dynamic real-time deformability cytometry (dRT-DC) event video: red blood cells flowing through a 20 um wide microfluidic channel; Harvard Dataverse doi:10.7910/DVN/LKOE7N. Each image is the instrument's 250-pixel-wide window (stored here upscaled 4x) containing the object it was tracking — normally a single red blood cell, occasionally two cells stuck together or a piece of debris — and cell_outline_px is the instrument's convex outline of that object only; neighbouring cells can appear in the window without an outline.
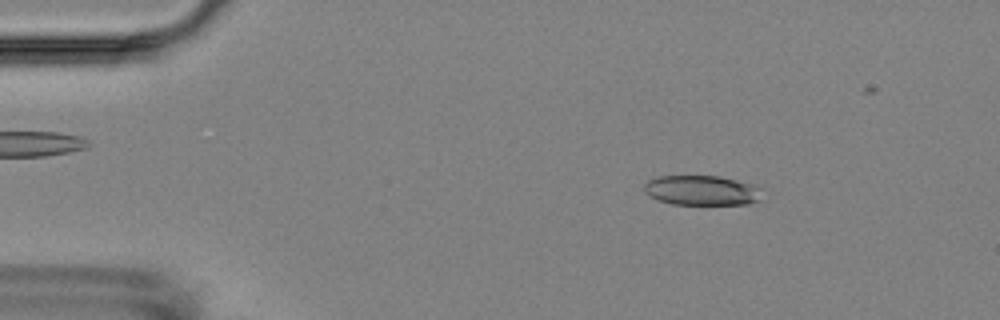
{"species": "Egyptian fruit bat (a non-hibernating species)", "species_latin": "Rousettus aegyptiacus", "temperature_condition": "room temperature", "stored_images_in_passage": 6, "camera_frame_rate_fps": 3000, "um_per_image_px": 0.085, "animal": {"sex": "female"}, "frame": {"image": 1, "passage_image": 1, "time_ms": 0.0, "image_size_px": [1000, 320], "cell_outline_px": [[760, 200], [748, 204], [672, 204], [660, 200], [644, 192], [644, 184], [648, 180], [660, 176], [720, 176], [752, 184], [760, 188]], "centroid_in_image_um": [59.65, 16.18], "position_along_channel_um": 25.3, "area_um2": 20.35}}
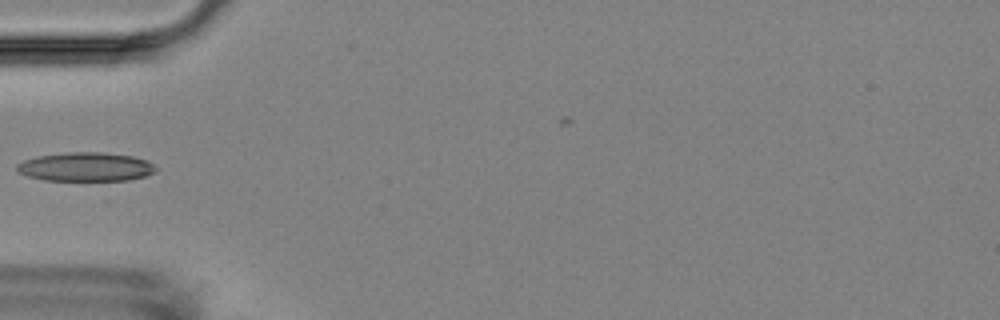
{"frame": {"image": 2, "passage_image": 4, "time_ms": 3.333, "image_size_px": [1000, 320], "cell_outline_px": [[160, 168], [156, 172], [144, 176], [128, 180], [108, 184], [104, 184], [44, 180], [28, 176], [16, 172], [16, 164], [24, 160], [36, 156], [68, 152], [104, 152], [132, 156], [148, 160]], "centroid_in_image_um": [7.34, 14.24], "position_along_channel_um": 77.7, "area_um2": 24.91}}